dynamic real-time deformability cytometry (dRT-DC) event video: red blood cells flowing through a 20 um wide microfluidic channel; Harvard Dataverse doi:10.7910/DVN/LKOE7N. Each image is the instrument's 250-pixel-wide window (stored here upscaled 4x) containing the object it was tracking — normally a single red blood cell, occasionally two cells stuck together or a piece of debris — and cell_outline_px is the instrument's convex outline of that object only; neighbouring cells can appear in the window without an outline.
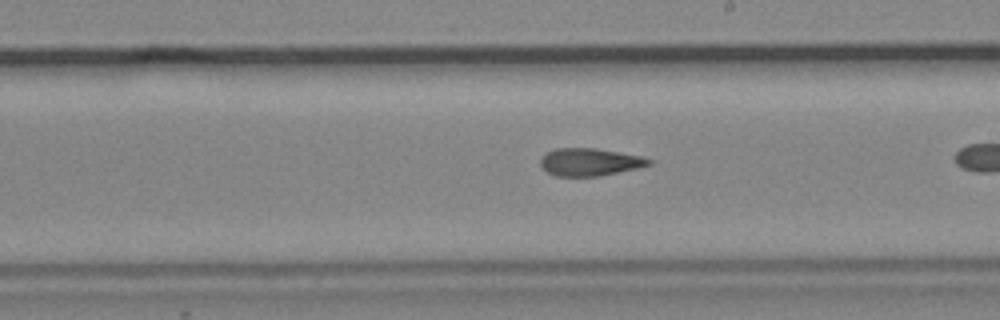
{"species": "common noctule bat (a hibernating species)", "species_latin": "Nyctalus noctula", "temperature_condition": "cold", "stored_images_in_passage": 41, "camera_frame_rate_fps": 3000, "um_per_image_px": 0.085, "animal": {"sex": "male", "body_mass_g": 19.2, "forearm_length_mm": 51.8}, "frame": {"image": 1, "passage_image": 30, "time_ms": 9.667, "image_size_px": [1000, 320], "cell_outline_px": [[652, 164], [636, 168], [600, 176], [556, 176], [548, 172], [540, 164], [540, 160], [548, 152], [556, 148], [596, 148], [644, 156], [652, 160]], "centroid_in_image_um": [50.17, 13.76], "position_along_channel_um": 238.8, "area_um2": 17.34}}